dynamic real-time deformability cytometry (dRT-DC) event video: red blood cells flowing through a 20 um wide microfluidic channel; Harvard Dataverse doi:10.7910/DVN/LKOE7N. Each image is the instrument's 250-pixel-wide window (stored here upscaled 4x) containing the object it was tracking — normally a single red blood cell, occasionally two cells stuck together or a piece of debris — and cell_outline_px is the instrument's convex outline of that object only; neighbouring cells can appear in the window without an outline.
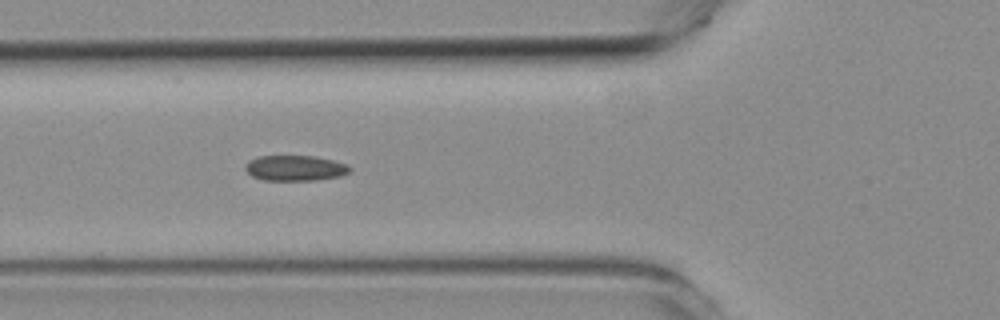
{"species": "common noctule bat (a hibernating species)", "species_latin": "Nyctalus noctula", "temperature_condition": "room temperature", "stored_images_in_passage": 6, "camera_frame_rate_fps": 3000, "um_per_image_px": 0.085, "animal": {"sex": "female", "body_mass_g": 19.3, "forearm_length_mm": 54.1}, "frame": {"image": 1, "passage_image": 4, "time_ms": 3.333, "image_size_px": [1000, 320], "cell_outline_px": [[352, 168], [348, 172], [340, 176], [312, 180], [264, 180], [252, 176], [244, 168], [244, 164], [248, 160], [260, 156], [316, 156], [348, 164]], "centroid_in_image_um": [25.07, 14.28], "position_along_channel_um": 100.7, "area_um2": 15.49}}
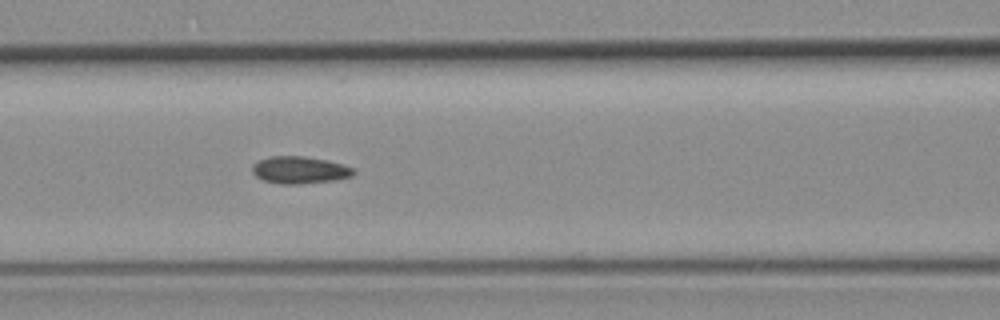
{"frame": {"image": 2, "passage_image": 5, "time_ms": 4.333, "image_size_px": [1000, 320], "cell_outline_px": [[356, 172], [352, 176], [336, 180], [300, 184], [280, 184], [264, 180], [256, 176], [252, 172], [252, 164], [260, 160], [272, 156], [304, 156], [324, 160], [356, 168]], "centroid_in_image_um": [25.48, 14.46], "position_along_channel_um": 141.1, "area_um2": 16.01}}
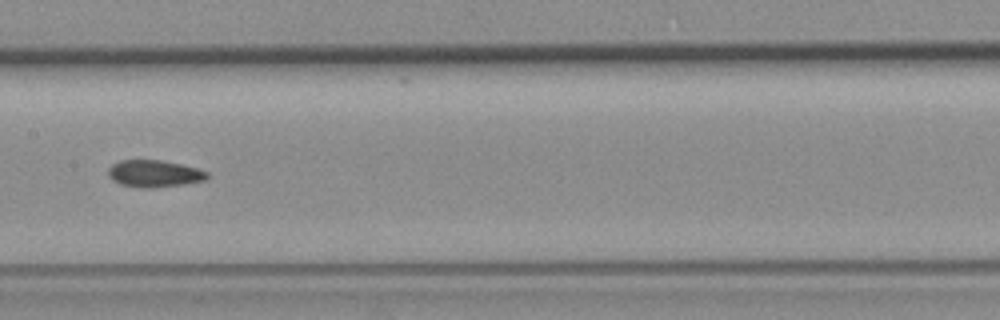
{"frame": {"image": 3, "passage_image": 6, "time_ms": 5.667, "image_size_px": [1000, 320], "cell_outline_px": [[208, 180], [184, 184], [152, 188], [140, 188], [120, 184], [112, 180], [108, 176], [108, 168], [112, 164], [120, 160], [160, 160], [180, 164], [196, 168], [208, 172]], "centroid_in_image_um": [13.1, 14.76], "position_along_channel_um": 194.3, "area_um2": 15.66}}